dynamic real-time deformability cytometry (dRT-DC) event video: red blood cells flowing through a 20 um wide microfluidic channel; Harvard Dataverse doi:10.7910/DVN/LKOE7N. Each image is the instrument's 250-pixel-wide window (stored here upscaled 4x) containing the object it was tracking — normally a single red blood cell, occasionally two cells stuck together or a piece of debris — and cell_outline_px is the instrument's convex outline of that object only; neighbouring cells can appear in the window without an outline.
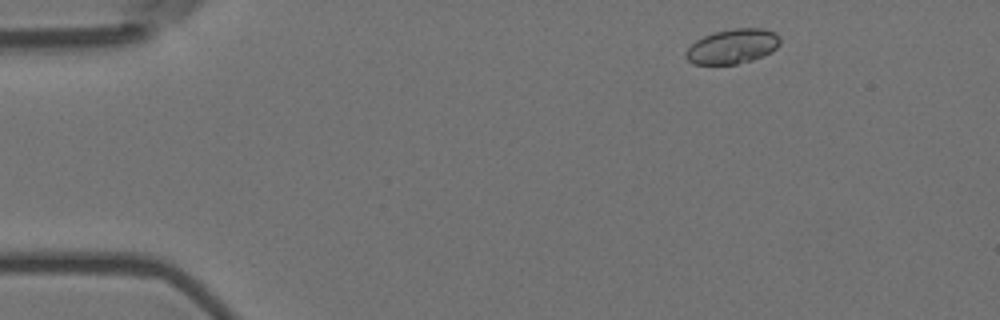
{"species": "Egyptian fruit bat (a non-hibernating species)", "species_latin": "Rousettus aegyptiacus", "temperature_condition": "room temperature", "stored_images_in_passage": 4, "camera_frame_rate_fps": 3000, "um_per_image_px": 0.085, "animal": {"sex": "female"}, "frame": {"image": 1, "passage_image": 1, "time_ms": 0.0, "image_size_px": [1000, 320], "cell_outline_px": [[780, 44], [772, 52], [752, 60], [736, 64], [692, 64], [684, 56], [684, 52], [696, 40], [704, 36], [716, 32], [732, 28], [764, 28], [776, 32], [780, 36]], "centroid_in_image_um": [62.28, 3.94], "position_along_channel_um": 22.7, "area_um2": 19.19}}
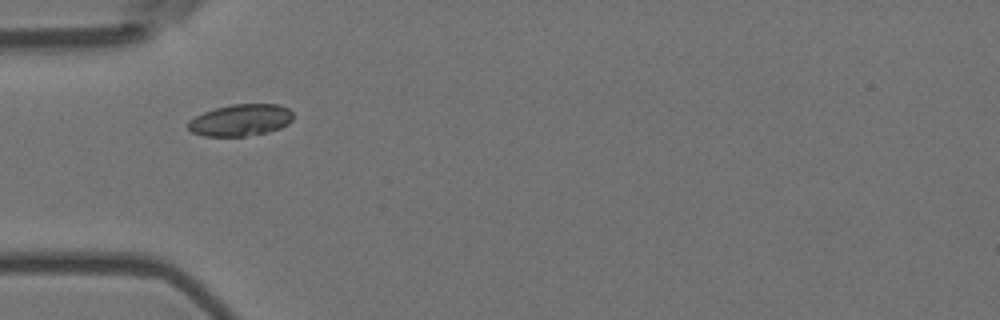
{"frame": {"image": 2, "passage_image": 4, "time_ms": 1.0, "image_size_px": [1000, 320], "cell_outline_px": [[292, 120], [288, 124], [280, 128], [268, 132], [244, 136], [204, 136], [192, 132], [188, 128], [188, 120], [204, 112], [216, 108], [232, 104], [280, 104], [288, 108], [292, 112]], "centroid_in_image_um": [20.46, 10.2], "position_along_channel_um": 64.5, "area_um2": 19.42}}